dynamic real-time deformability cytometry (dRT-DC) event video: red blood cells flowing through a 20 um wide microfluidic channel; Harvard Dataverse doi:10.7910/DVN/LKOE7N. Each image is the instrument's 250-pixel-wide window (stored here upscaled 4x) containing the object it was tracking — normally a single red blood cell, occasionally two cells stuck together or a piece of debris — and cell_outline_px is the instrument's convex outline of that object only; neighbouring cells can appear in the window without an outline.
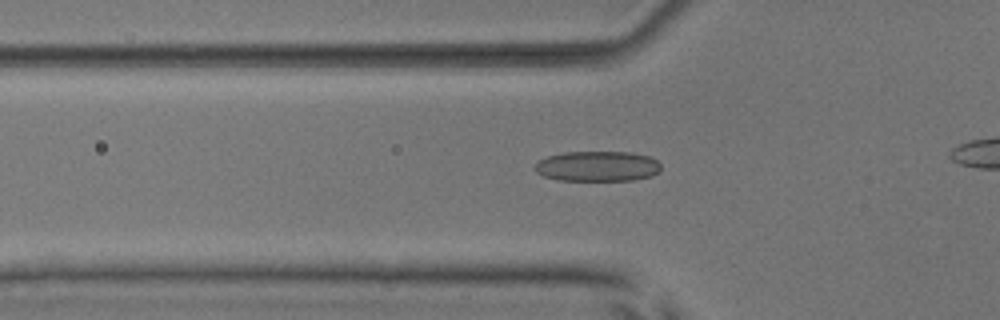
{"species": "common noctule bat (a hibernating species)", "species_latin": "Nyctalus noctula", "temperature_condition": "room temperature", "stored_images_in_passage": 29, "camera_frame_rate_fps": 3000, "um_per_image_px": 0.085, "animal": {"sex": "male", "body_mass_g": 17.9, "forearm_length_mm": 54.2}, "frame": {"image": 1, "passage_image": 8, "time_ms": 2.333, "image_size_px": [1000, 320], "cell_outline_px": [[660, 168], [652, 176], [632, 180], [560, 180], [544, 176], [536, 172], [532, 168], [540, 160], [548, 156], [564, 152], [628, 152], [648, 156], [656, 160], [660, 164]], "centroid_in_image_um": [50.76, 14.13], "position_along_channel_um": 75.0, "area_um2": 22.08}}
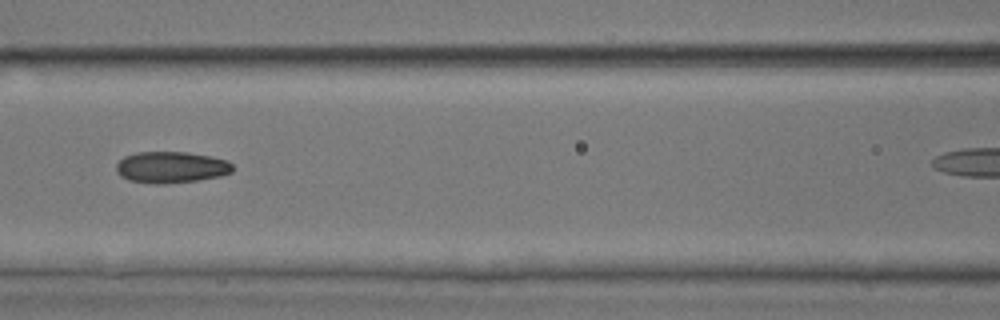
{"frame": {"image": 2, "passage_image": 14, "time_ms": 4.333, "image_size_px": [1000, 320], "cell_outline_px": [[232, 172], [220, 176], [196, 180], [168, 184], [152, 184], [128, 180], [120, 176], [116, 172], [116, 164], [124, 156], [136, 152], [188, 152], [228, 160], [232, 164]], "centroid_in_image_um": [14.51, 14.22], "position_along_channel_um": 152.1, "area_um2": 21.44}}
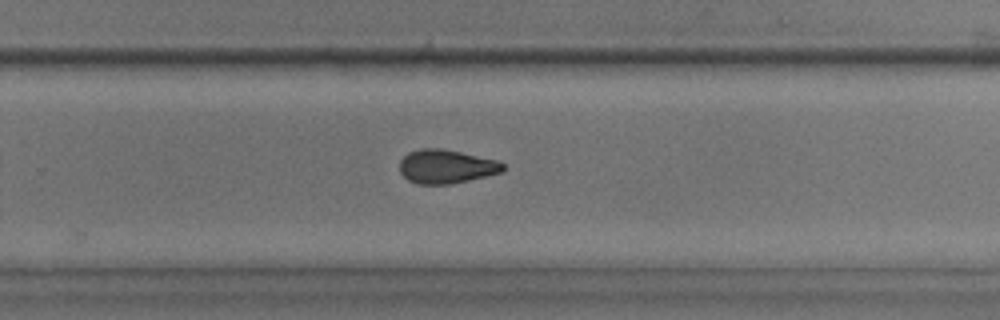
{"frame": {"image": 3, "passage_image": 25, "time_ms": 8.0, "image_size_px": [1000, 320], "cell_outline_px": [[504, 172], [468, 180], [448, 184], [416, 184], [408, 180], [400, 172], [400, 160], [408, 152], [420, 148], [440, 148], [460, 152], [496, 160], [504, 164]], "centroid_in_image_um": [37.91, 14.15], "position_along_channel_um": 291.9, "area_um2": 20.29}}